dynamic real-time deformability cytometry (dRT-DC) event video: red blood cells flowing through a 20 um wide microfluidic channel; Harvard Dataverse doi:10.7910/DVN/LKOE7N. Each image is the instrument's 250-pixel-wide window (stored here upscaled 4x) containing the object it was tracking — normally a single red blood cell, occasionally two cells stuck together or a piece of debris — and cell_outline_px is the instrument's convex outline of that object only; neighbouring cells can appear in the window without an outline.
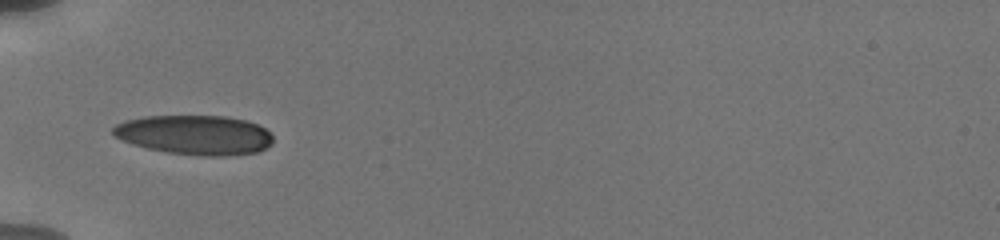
{"species": "human", "species_latin": "Homo sapiens", "temperature_condition": "cold", "stored_images_in_passage": 69, "camera_frame_rate_fps": 3000, "um_per_image_px": 0.085, "donor": {"sex": "male"}, "frame": {"image": 1, "passage_image": 1, "time_ms": 0.0, "image_size_px": [1000, 240], "cell_outline_px": [[272, 144], [260, 152], [224, 156], [204, 156], [168, 152], [148, 148], [132, 144], [116, 136], [112, 132], [112, 128], [116, 124], [124, 120], [144, 116], [224, 116], [244, 120], [256, 124], [264, 128], [272, 136]], "centroid_in_image_um": [16.56, 11.47], "position_along_channel_um": 68.4, "area_um2": 36.76}}
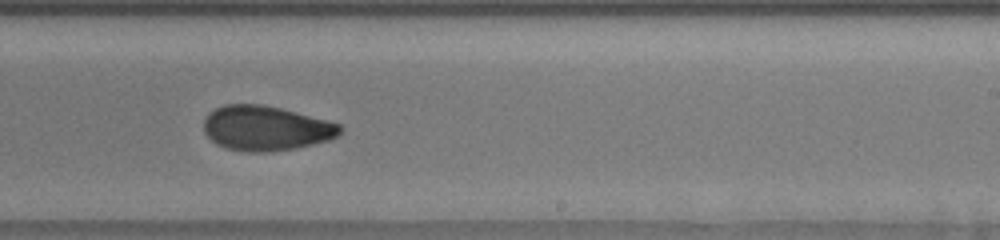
{"frame": {"image": 2, "passage_image": 30, "time_ms": 5.333, "image_size_px": [1000, 240], "cell_outline_px": [[344, 128], [340, 136], [332, 140], [292, 148], [268, 152], [248, 152], [228, 148], [216, 144], [204, 132], [204, 120], [208, 112], [224, 104], [264, 104], [328, 120], [340, 124]], "centroid_in_image_um": [22.63, 10.89], "position_along_channel_um": 266.4, "area_um2": 35.78}}
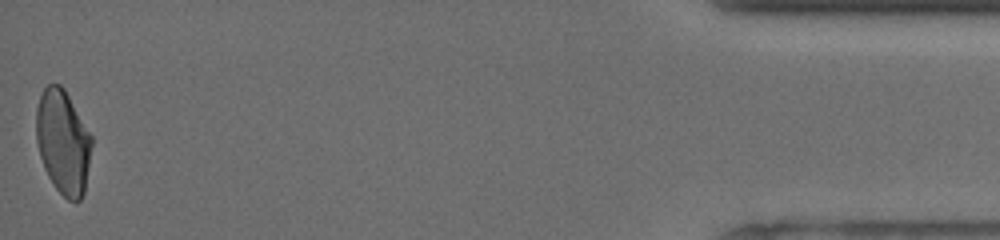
{"frame": {"image": 3, "passage_image": 69, "time_ms": 11.667, "image_size_px": [1000, 240], "cell_outline_px": [[92, 144], [84, 192], [80, 200], [68, 200], [56, 188], [48, 176], [44, 168], [40, 156], [36, 140], [36, 108], [40, 96], [44, 88], [48, 84], [60, 84], [64, 88], [92, 136]], "centroid_in_image_um": [5.35, 12.05], "position_along_channel_um": 429.9, "area_um2": 33.47}, "authors_computed_cell_mechanics": {"area_um2": 35.258, "velocity_mm_per_s": 3.7981, "shape_relaxation_time_tau1_ms": 8.7615, "shape_relaxation_time_tau2_ms": 2.4165, "deformation_change_tau1": 0.1976, "deformation_change_tau2": 0.073}}